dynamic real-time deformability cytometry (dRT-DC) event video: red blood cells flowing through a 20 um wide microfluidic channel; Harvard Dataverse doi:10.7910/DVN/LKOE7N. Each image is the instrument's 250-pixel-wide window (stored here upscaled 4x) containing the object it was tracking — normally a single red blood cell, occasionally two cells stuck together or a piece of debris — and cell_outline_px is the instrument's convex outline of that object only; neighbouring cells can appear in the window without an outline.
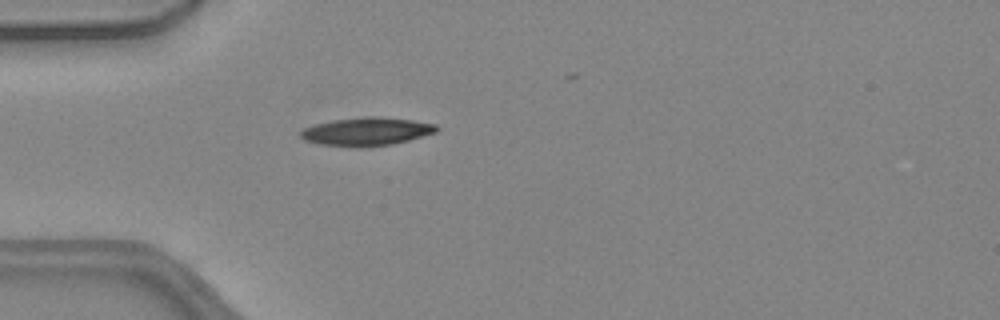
{"species": "common noctule bat (a hibernating species)", "species_latin": "Nyctalus noctula", "temperature_condition": "warm", "stored_images_in_passage": 42, "camera_frame_rate_fps": 3000, "um_per_image_px": 0.085, "animal": {"sex": "female", "body_mass_g": 24.6, "forearm_length_mm": 56.2}, "frame": {"image": 1, "passage_image": 15, "time_ms": 4.667, "image_size_px": [1000, 320], "cell_outline_px": [[440, 128], [436, 132], [408, 140], [392, 144], [360, 148], [320, 144], [304, 140], [300, 136], [300, 132], [304, 128], [316, 124], [332, 120], [364, 116], [380, 116], [412, 120], [436, 124]], "centroid_in_image_um": [31.16, 11.18], "position_along_channel_um": 53.8, "area_um2": 22.48}}
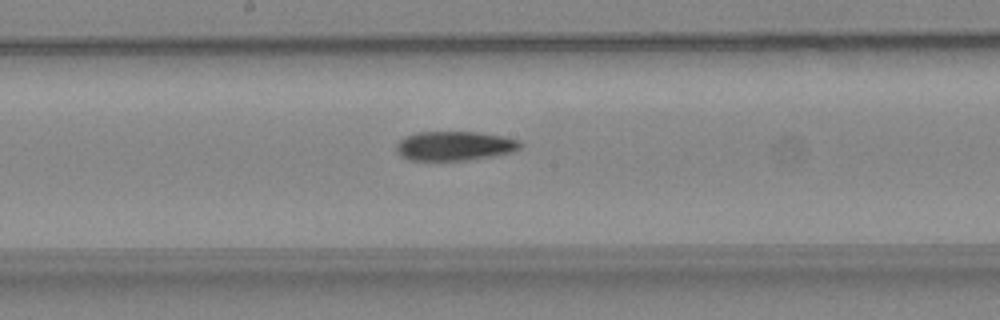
{"frame": {"image": 2, "passage_image": 27, "time_ms": 8.667, "image_size_px": [1000, 320], "cell_outline_px": [[520, 148], [508, 152], [492, 156], [468, 160], [412, 160], [396, 152], [396, 144], [404, 136], [416, 132], [476, 132], [500, 136], [516, 140], [520, 144]], "centroid_in_image_um": [38.56, 12.39], "position_along_channel_um": 209.6, "area_um2": 20.75}}
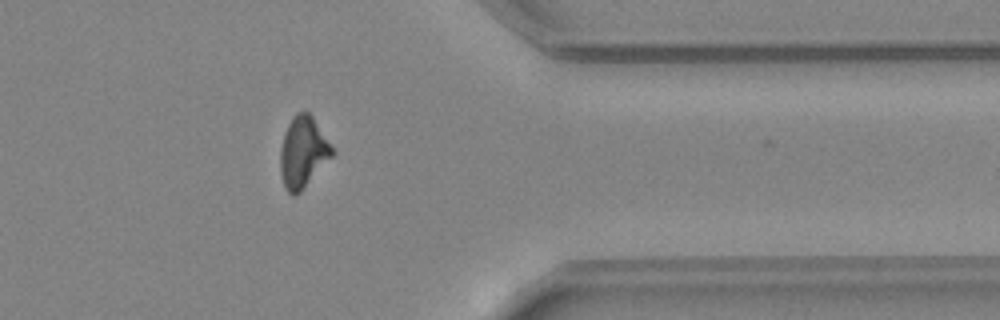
{"frame": {"image": 3, "passage_image": 41, "time_ms": 13.333, "image_size_px": [1000, 320], "cell_outline_px": [[336, 152], [300, 192], [292, 196], [284, 188], [280, 172], [280, 148], [284, 132], [292, 116], [296, 112], [308, 112], [312, 116]], "centroid_in_image_um": [25.74, 12.94], "position_along_channel_um": 385.7, "area_um2": 21.5}}